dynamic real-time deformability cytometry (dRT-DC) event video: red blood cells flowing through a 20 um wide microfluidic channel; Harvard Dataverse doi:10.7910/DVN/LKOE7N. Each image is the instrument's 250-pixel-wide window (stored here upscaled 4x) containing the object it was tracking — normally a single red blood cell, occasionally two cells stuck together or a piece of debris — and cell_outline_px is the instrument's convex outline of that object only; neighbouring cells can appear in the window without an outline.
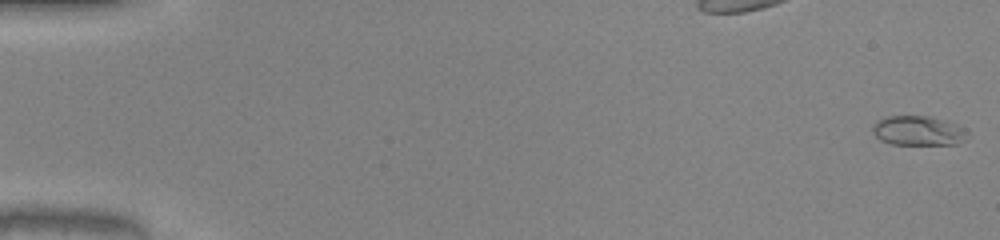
{"species": "common noctule bat (a hibernating species)", "species_latin": "Nyctalus noctula", "temperature_condition": "warm", "stored_images_in_passage": 51, "camera_frame_rate_fps": 3000, "um_per_image_px": 0.085, "animal": {"sex": "male", "body_mass_g": 20.0, "forearm_length_mm": 53.3}, "frame": {"image": 1, "passage_image": 1, "time_ms": 0.0, "image_size_px": [1000, 240], "cell_outline_px": [[968, 140], [956, 144], [892, 144], [880, 140], [872, 132], [872, 128], [876, 120], [888, 116], [928, 116], [948, 120], [964, 128], [968, 132]], "centroid_in_image_um": [78.09, 11.11], "position_along_channel_um": 6.9, "area_um2": 16.59}}
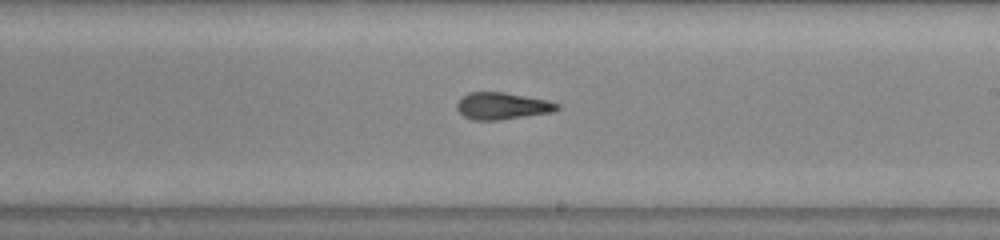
{"frame": {"image": 2, "passage_image": 31, "time_ms": 10.0, "image_size_px": [1000, 240], "cell_outline_px": [[560, 108], [552, 112], [500, 120], [472, 120], [464, 116], [456, 108], [456, 104], [468, 92], [504, 92], [548, 100], [560, 104]], "centroid_in_image_um": [42.7, 9.01], "position_along_channel_um": 246.3, "area_um2": 15.72}}
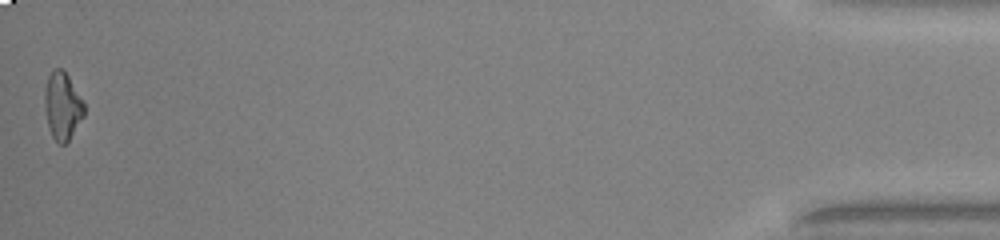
{"frame": {"image": 3, "passage_image": 51, "time_ms": 16.667, "image_size_px": [1000, 240], "cell_outline_px": [[84, 116], [68, 140], [64, 144], [60, 144], [52, 136], [48, 124], [44, 104], [44, 92], [48, 76], [56, 68], [60, 68], [68, 76], [84, 104]], "centroid_in_image_um": [5.29, 9.01], "position_along_channel_um": 429.9, "area_um2": 15.09}, "authors_computed_cell_mechanics": {"area_um2": 16.0106, "velocity_mm_per_s": 4.116, "shape_relaxation_time_tau1_ms": 4.6126, "shape_relaxation_time_tau2_ms": 1.13, "deformation_change_tau1": 0.2227, "deformation_change_tau2": 0.0967}}